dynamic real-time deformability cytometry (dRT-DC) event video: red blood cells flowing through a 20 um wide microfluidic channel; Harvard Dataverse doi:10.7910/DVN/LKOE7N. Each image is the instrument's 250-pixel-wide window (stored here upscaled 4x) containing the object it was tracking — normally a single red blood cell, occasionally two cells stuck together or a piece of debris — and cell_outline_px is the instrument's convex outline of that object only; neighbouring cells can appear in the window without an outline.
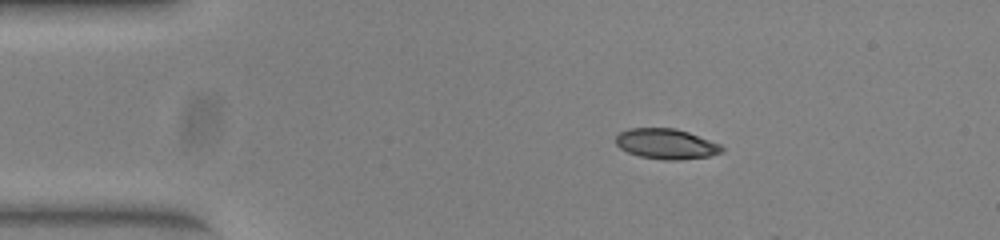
{"species": "common noctule bat (a hibernating species)", "species_latin": "Nyctalus noctula", "temperature_condition": "warm", "stored_images_in_passage": 17, "camera_frame_rate_fps": 3000, "um_per_image_px": 0.085, "animal": {"sex": "female", "body_mass_g": 23.0, "forearm_length_mm": 53.4}, "frame": {"image": 1, "passage_image": 1, "time_ms": 0.0, "image_size_px": [1000, 240], "cell_outline_px": [[724, 152], [708, 156], [680, 160], [664, 160], [640, 156], [628, 152], [620, 148], [616, 144], [616, 136], [620, 132], [628, 128], [676, 128], [688, 132], [720, 144], [724, 148]], "centroid_in_image_um": [56.63, 12.23], "position_along_channel_um": 28.4, "area_um2": 18.73}}
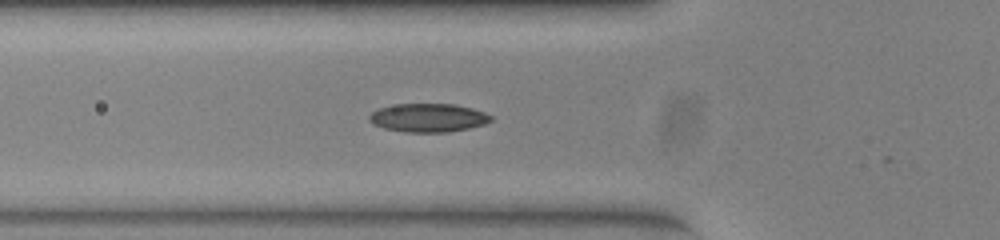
{"frame": {"image": 2, "passage_image": 10, "time_ms": 3.0, "image_size_px": [1000, 240], "cell_outline_px": [[492, 120], [484, 124], [468, 128], [448, 132], [404, 132], [384, 128], [372, 124], [368, 120], [368, 116], [372, 112], [380, 108], [396, 104], [452, 104], [472, 108], [484, 112], [492, 116]], "centroid_in_image_um": [36.37, 10.01], "position_along_channel_um": 89.4, "area_um2": 20.17}}
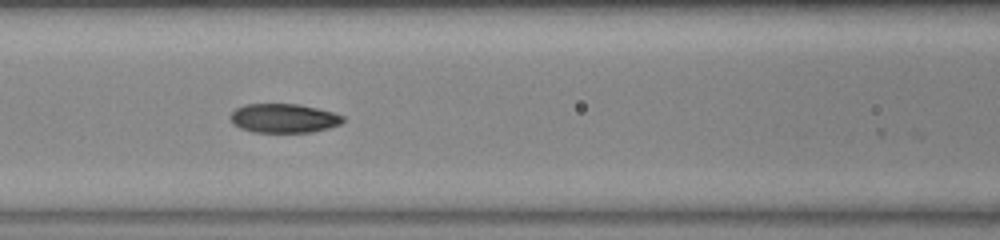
{"frame": {"image": 3, "passage_image": 14, "time_ms": 4.333, "image_size_px": [1000, 240], "cell_outline_px": [[344, 120], [340, 124], [328, 128], [312, 132], [252, 132], [240, 128], [232, 124], [232, 112], [236, 108], [244, 104], [300, 104], [332, 112], [344, 116]], "centroid_in_image_um": [24.12, 10.05], "position_along_channel_um": 142.5, "area_um2": 19.02}}